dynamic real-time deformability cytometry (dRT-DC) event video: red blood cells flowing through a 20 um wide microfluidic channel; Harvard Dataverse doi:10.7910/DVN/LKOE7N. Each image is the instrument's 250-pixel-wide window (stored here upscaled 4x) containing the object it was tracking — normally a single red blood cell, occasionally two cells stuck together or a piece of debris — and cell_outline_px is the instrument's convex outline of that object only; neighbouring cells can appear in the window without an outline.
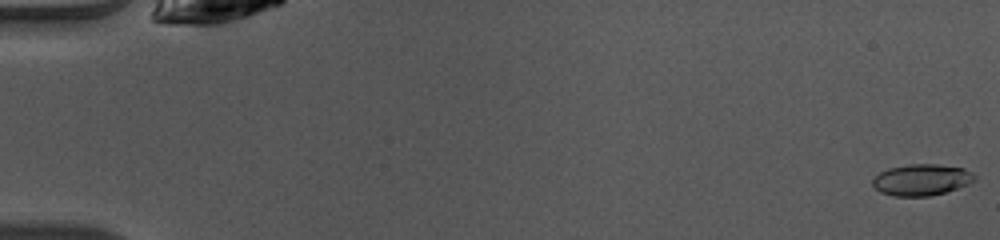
{"species": "common noctule bat (a hibernating species)", "species_latin": "Nyctalus noctula", "temperature_condition": "warm", "stored_images_in_passage": 45, "camera_frame_rate_fps": 3000, "um_per_image_px": 0.085, "animal": {"sex": "female", "body_mass_g": 10.0, "forearm_length_mm": 53.1}, "frame": {"image": 1, "passage_image": 1, "time_ms": 0.0, "image_size_px": [1000, 240], "cell_outline_px": [[976, 180], [968, 184], [944, 192], [928, 196], [892, 196], [880, 192], [872, 184], [872, 180], [880, 172], [888, 168], [908, 164], [936, 164], [964, 168], [972, 172], [976, 176]], "centroid_in_image_um": [78.33, 15.27], "position_along_channel_um": 6.7, "area_um2": 18.61}}
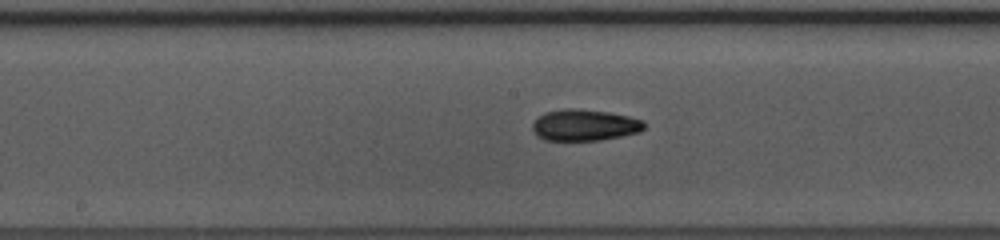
{"frame": {"image": 2, "passage_image": 26, "time_ms": 8.333, "image_size_px": [1000, 240], "cell_outline_px": [[644, 128], [640, 132], [600, 140], [544, 140], [536, 136], [532, 128], [532, 124], [544, 112], [564, 108], [576, 108], [608, 112], [628, 116], [644, 120]], "centroid_in_image_um": [49.67, 10.63], "position_along_channel_um": 198.5, "area_um2": 20.46}}
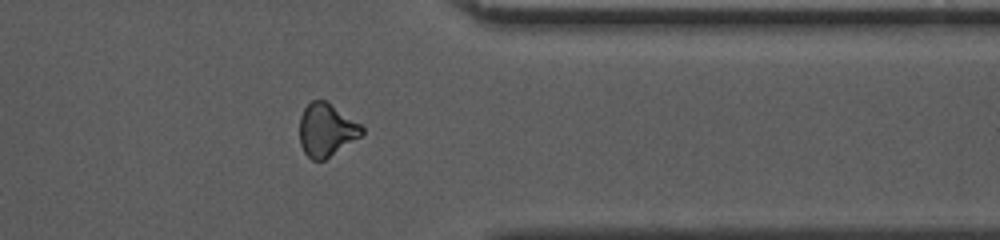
{"frame": {"image": 3, "passage_image": 40, "time_ms": 13.0, "image_size_px": [1000, 240], "cell_outline_px": [[364, 132], [360, 136], [324, 160], [312, 160], [304, 152], [300, 144], [300, 116], [304, 108], [312, 100], [328, 100], [360, 124], [364, 128]], "centroid_in_image_um": [27.73, 11.02], "position_along_channel_um": 383.7, "area_um2": 19.19}}